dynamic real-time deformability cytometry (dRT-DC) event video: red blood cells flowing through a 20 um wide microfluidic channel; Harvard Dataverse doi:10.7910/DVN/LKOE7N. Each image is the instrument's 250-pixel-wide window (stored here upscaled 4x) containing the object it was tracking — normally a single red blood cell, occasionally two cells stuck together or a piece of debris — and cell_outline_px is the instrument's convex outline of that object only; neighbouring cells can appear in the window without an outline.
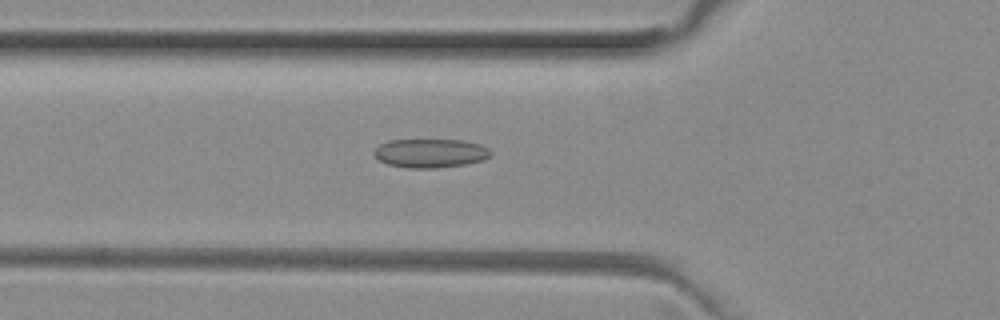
{"species": "common noctule bat (a hibernating species)", "species_latin": "Nyctalus noctula", "temperature_condition": "room temperature", "stored_images_in_passage": 51, "camera_frame_rate_fps": 3000, "um_per_image_px": 0.085, "animal": {"sex": "female", "body_mass_g": 29.2, "forearm_length_mm": 56.3}, "frame": {"image": 1, "passage_image": 18, "time_ms": 5.667, "image_size_px": [1000, 320], "cell_outline_px": [[492, 156], [484, 160], [464, 164], [436, 168], [408, 168], [388, 164], [380, 160], [372, 152], [380, 144], [388, 140], [464, 140], [480, 144], [488, 148], [492, 152]], "centroid_in_image_um": [36.61, 13.02], "position_along_channel_um": 89.2, "area_um2": 19.65}}
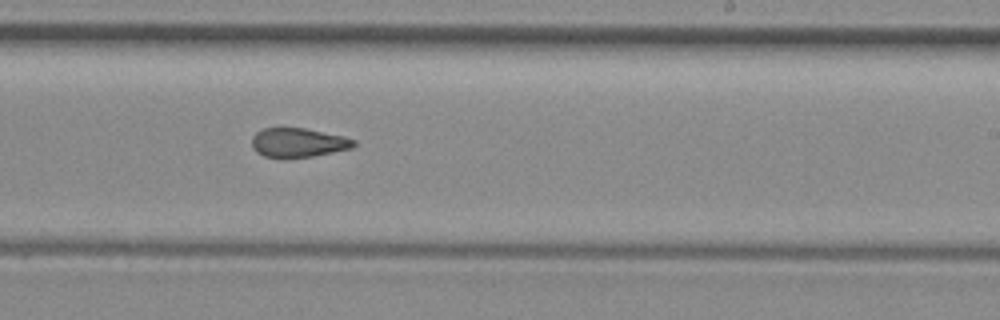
{"frame": {"image": 2, "passage_image": 31, "time_ms": 10.0, "image_size_px": [1000, 320], "cell_outline_px": [[356, 144], [352, 148], [312, 156], [284, 160], [280, 160], [264, 156], [256, 152], [252, 148], [252, 136], [256, 132], [264, 128], [304, 128], [344, 136], [356, 140]], "centroid_in_image_um": [25.31, 12.15], "position_along_channel_um": 263.7, "area_um2": 17.74}}
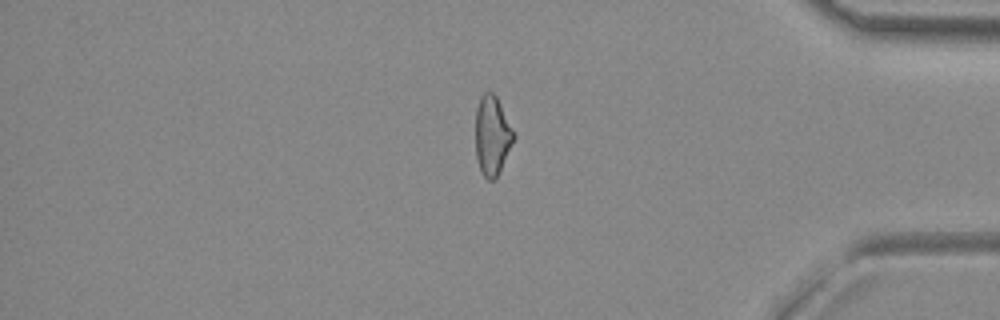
{"frame": {"image": 3, "passage_image": 43, "time_ms": 14.0, "image_size_px": [1000, 320], "cell_outline_px": [[516, 136], [496, 176], [492, 180], [488, 180], [480, 172], [476, 156], [476, 108], [480, 96], [484, 92], [492, 92], [496, 96]], "centroid_in_image_um": [41.81, 11.5], "position_along_channel_um": 393.4, "area_um2": 17.34}, "authors_computed_cell_mechanics": {"area_um2": 18.5538, "velocity_mm_per_s": 4.0304, "shape_relaxation_time_tau1_ms": null, "shape_relaxation_time_tau2_ms": 2.3213, "deformation_change_tau1": null, "deformation_change_tau2": 0.0983}}